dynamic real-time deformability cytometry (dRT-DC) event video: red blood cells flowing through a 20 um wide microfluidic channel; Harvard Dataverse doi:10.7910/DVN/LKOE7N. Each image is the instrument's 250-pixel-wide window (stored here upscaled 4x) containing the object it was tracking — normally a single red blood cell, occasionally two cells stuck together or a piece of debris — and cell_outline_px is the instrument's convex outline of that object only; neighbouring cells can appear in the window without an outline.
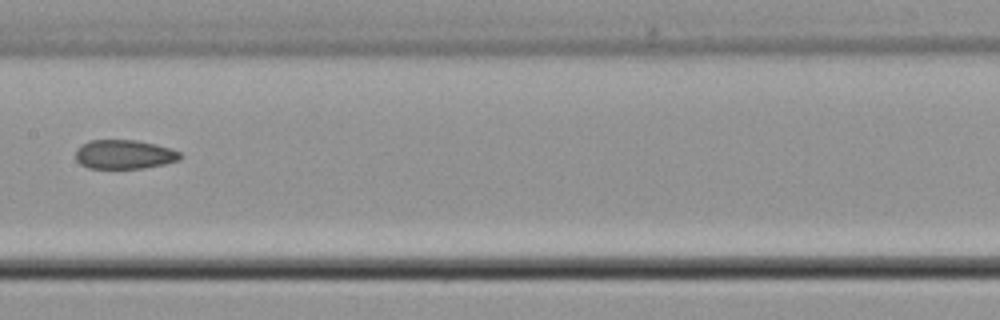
{"species": "common noctule bat (a hibernating species)", "species_latin": "Nyctalus noctula", "temperature_condition": "cold", "stored_images_in_passage": 6, "camera_frame_rate_fps": 3000, "um_per_image_px": 0.085, "animal": {"sex": "male", "body_mass_g": 21.5, "forearm_length_mm": 52.0}, "frame": {"image": 1, "passage_image": 6, "time_ms": 6.667, "image_size_px": [1000, 320], "cell_outline_px": [[184, 156], [180, 160], [164, 164], [140, 168], [88, 168], [80, 164], [76, 160], [76, 148], [80, 144], [88, 140], [136, 140], [156, 144], [172, 148], [180, 152]], "centroid_in_image_um": [10.57, 13.11], "position_along_channel_um": 196.8, "area_um2": 17.98}}